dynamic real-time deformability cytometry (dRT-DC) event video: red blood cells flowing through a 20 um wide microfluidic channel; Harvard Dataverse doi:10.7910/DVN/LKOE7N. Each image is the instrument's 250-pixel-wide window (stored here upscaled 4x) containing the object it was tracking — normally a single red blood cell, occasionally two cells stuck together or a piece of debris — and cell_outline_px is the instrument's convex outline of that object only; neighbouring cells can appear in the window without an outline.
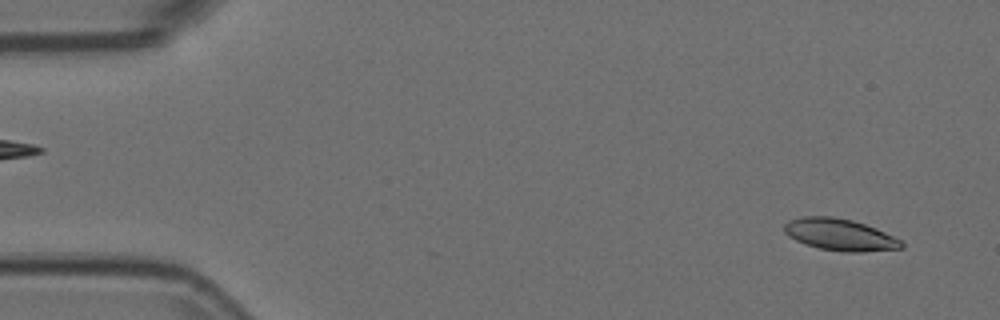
{"species": "Egyptian fruit bat (a non-hibernating species)", "species_latin": "Rousettus aegyptiacus", "temperature_condition": "room temperature", "stored_images_in_passage": 42, "camera_frame_rate_fps": 3000, "um_per_image_px": 0.085, "animal": {"sex": "female"}, "frame": {"image": 1, "passage_image": 3, "time_ms": 0.667, "image_size_px": [1000, 320], "cell_outline_px": [[904, 248], [864, 252], [840, 252], [820, 248], [804, 244], [788, 236], [784, 232], [784, 224], [792, 220], [804, 216], [832, 216], [852, 220], [864, 224], [884, 232], [900, 240], [904, 244]], "centroid_in_image_um": [71.38, 19.96], "position_along_channel_um": 13.6, "area_um2": 21.62}}
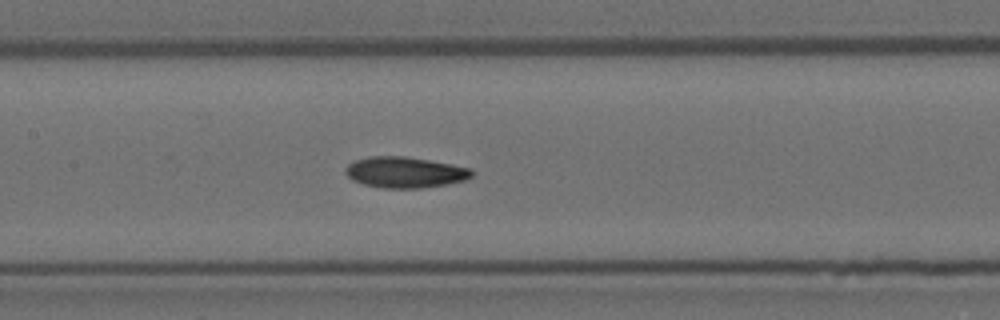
{"frame": {"image": 2, "passage_image": 25, "time_ms": 8.0, "image_size_px": [1000, 320], "cell_outline_px": [[472, 176], [468, 180], [448, 184], [420, 188], [384, 188], [364, 184], [352, 180], [344, 172], [344, 168], [348, 164], [356, 160], [368, 156], [404, 156], [452, 164], [472, 168]], "centroid_in_image_um": [34.43, 14.64], "position_along_channel_um": 173.0, "area_um2": 22.89}}
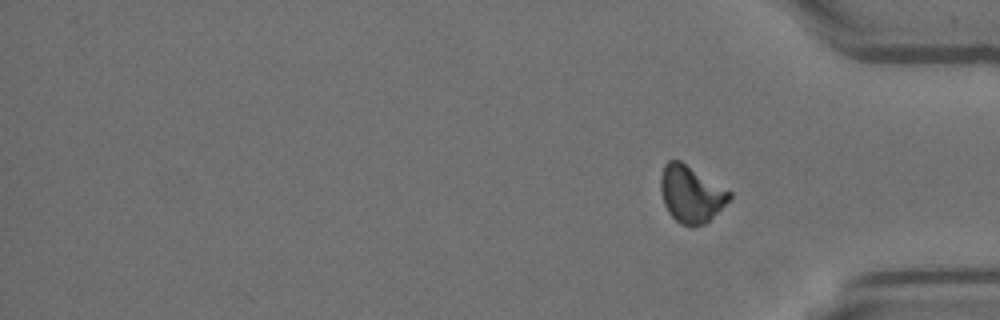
{"frame": {"image": 3, "passage_image": 42, "time_ms": 13.667, "image_size_px": [1000, 320], "cell_outline_px": [[732, 196], [704, 224], [696, 228], [692, 228], [680, 224], [668, 212], [664, 204], [660, 188], [660, 176], [664, 164], [668, 160], [680, 160], [732, 192]], "centroid_in_image_um": [58.7, 16.5], "position_along_channel_um": 376.5, "area_um2": 22.72}, "authors_computed_cell_mechanics": {"area_um2": 22.3108, "velocity_mm_per_s": 3.7152, "shape_relaxation_time_tau1_ms": 8.2791, "shape_relaxation_time_tau2_ms": 3.4958, "deformation_change_tau1": 0.191, "deformation_change_tau2": 0.0943}}